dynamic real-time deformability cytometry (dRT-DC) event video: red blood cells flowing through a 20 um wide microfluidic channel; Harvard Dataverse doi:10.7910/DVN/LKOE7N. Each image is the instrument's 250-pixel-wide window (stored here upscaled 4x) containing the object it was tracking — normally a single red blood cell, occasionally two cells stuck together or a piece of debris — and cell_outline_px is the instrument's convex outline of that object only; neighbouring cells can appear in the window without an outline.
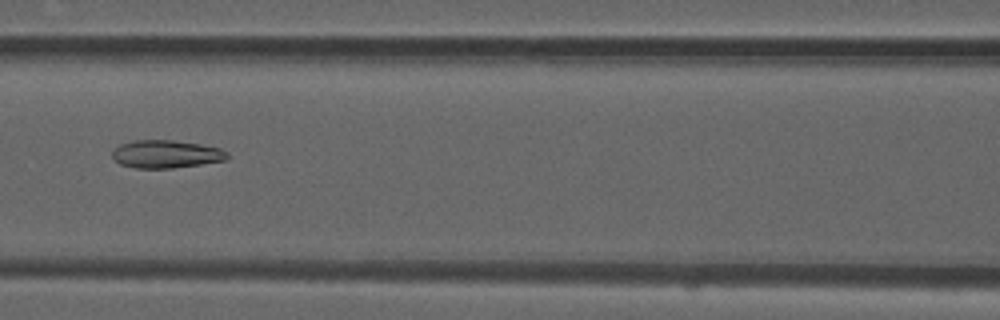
{"species": "common noctule bat (a hibernating species)", "species_latin": "Nyctalus noctula", "temperature_condition": "room temperature", "stored_images_in_passage": 35, "camera_frame_rate_fps": 3000, "um_per_image_px": 0.085, "animal": {"sex": "male", "forearm_length_mm": 52.5}, "frame": {"image": 1, "passage_image": 16, "time_ms": 5.0, "image_size_px": [1000, 320], "cell_outline_px": [[228, 160], [172, 168], [136, 168], [120, 164], [112, 156], [112, 152], [120, 144], [136, 140], [172, 140], [200, 144], [220, 148], [228, 152]], "centroid_in_image_um": [14.14, 13.1], "position_along_channel_um": 152.5, "area_um2": 18.61}}
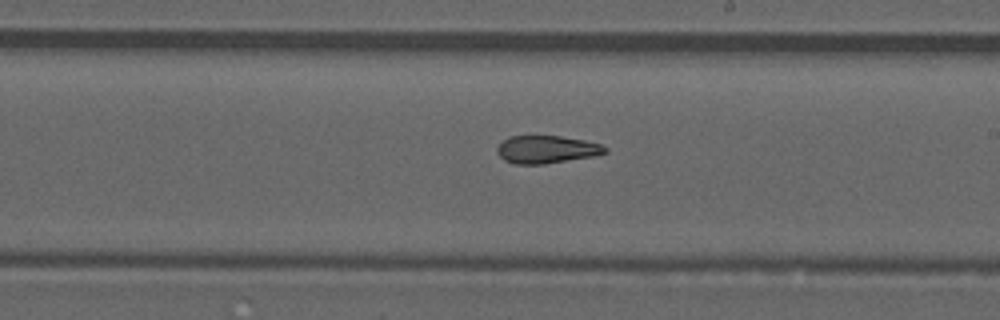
{"frame": {"image": 2, "passage_image": 23, "time_ms": 7.333, "image_size_px": [1000, 320], "cell_outline_px": [[608, 152], [596, 156], [544, 164], [512, 164], [504, 160], [496, 152], [496, 148], [508, 136], [560, 136], [584, 140], [600, 144], [608, 148]], "centroid_in_image_um": [46.47, 12.71], "position_along_channel_um": 242.5, "area_um2": 17.57}}
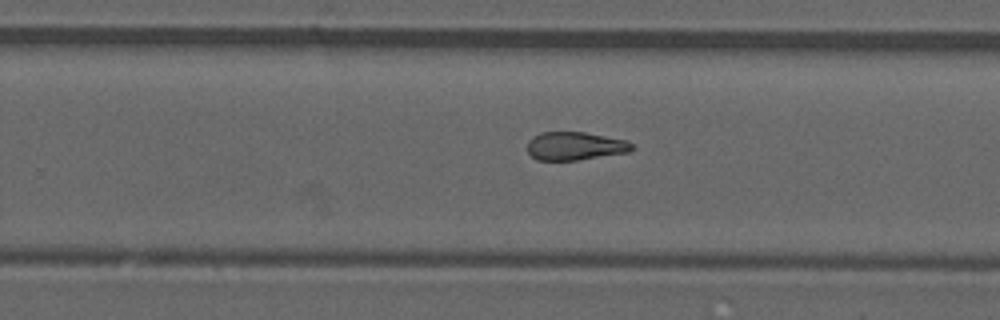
{"frame": {"image": 3, "passage_image": 26, "time_ms": 8.333, "image_size_px": [1000, 320], "cell_outline_px": [[636, 148], [628, 152], [580, 160], [536, 160], [528, 152], [528, 140], [532, 136], [540, 132], [584, 132], [624, 140], [632, 144]], "centroid_in_image_um": [48.85, 12.41], "position_along_channel_um": 280.9, "area_um2": 17.22}, "authors_computed_cell_mechanics": {"area_um2": 18.3226, "velocity_mm_per_s": 3.8814, "shape_relaxation_time_tau1_ms": null, "shape_relaxation_time_tau2_ms": 4.6982, "deformation_change_tau1": null, "deformation_change_tau2": 0.1362}}